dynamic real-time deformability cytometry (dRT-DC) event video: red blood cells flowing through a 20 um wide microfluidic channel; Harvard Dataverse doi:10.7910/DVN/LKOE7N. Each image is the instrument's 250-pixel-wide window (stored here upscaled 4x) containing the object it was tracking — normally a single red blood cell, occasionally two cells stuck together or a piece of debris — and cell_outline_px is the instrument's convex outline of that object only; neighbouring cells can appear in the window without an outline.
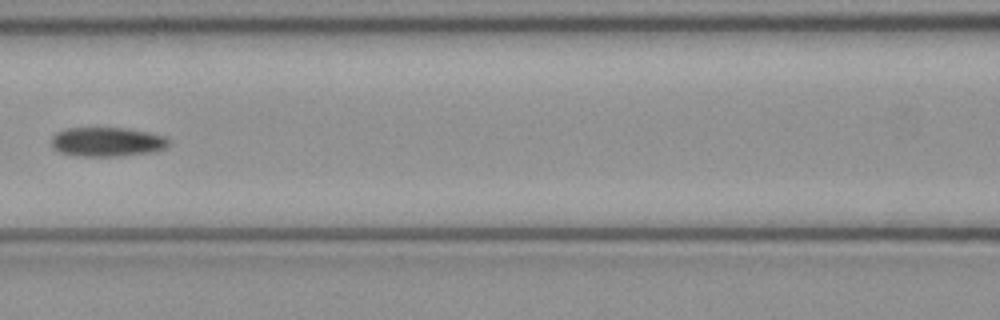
{"species": "common noctule bat (a hibernating species)", "species_latin": "Nyctalus noctula", "temperature_condition": "cold", "stored_images_in_passage": 4, "camera_frame_rate_fps": 3000, "um_per_image_px": 0.085, "animal": {"sex": "female", "body_mass_g": 21.9}, "frame": {"image": 1, "passage_image": 3, "time_ms": 0.667, "image_size_px": [1000, 320], "cell_outline_px": [[168, 144], [164, 148], [152, 152], [120, 156], [76, 156], [60, 152], [52, 144], [52, 136], [56, 132], [64, 128], [124, 128], [148, 132], [164, 136], [168, 140]], "centroid_in_image_um": [9.08, 12.05], "position_along_channel_um": 157.5, "area_um2": 19.88}}
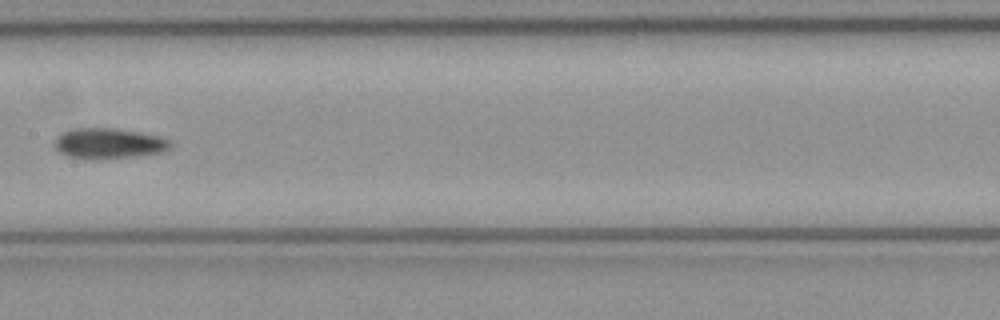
{"frame": {"image": 2, "passage_image": 4, "time_ms": 1.0, "image_size_px": [1000, 320], "cell_outline_px": [[172, 148], [160, 152], [136, 156], [68, 156], [60, 152], [52, 144], [56, 136], [60, 132], [72, 128], [116, 128], [140, 132], [160, 136], [172, 140]], "centroid_in_image_um": [9.26, 12.12], "position_along_channel_um": 198.1, "area_um2": 20.06}}